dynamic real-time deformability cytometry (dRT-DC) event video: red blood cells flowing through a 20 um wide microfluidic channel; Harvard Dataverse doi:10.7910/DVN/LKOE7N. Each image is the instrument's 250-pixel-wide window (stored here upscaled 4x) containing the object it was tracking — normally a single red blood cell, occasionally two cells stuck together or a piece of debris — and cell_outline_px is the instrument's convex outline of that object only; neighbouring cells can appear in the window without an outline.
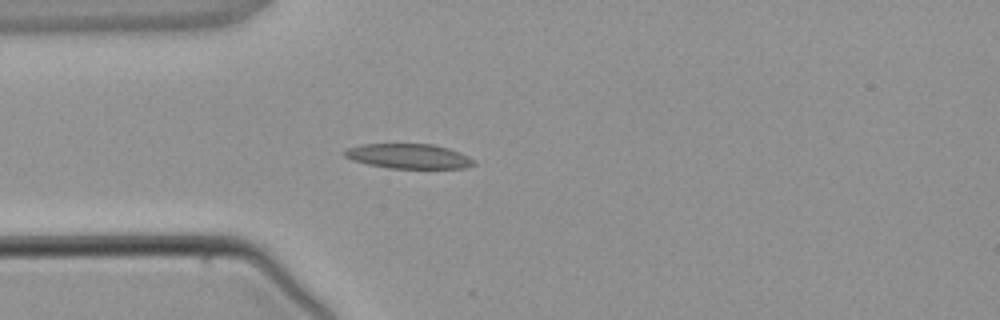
{"species": "common noctule bat (a hibernating species)", "species_latin": "Nyctalus noctula", "temperature_condition": "warm", "stored_images_in_passage": 3, "camera_frame_rate_fps": 3000, "um_per_image_px": 0.085, "animal": {"sex": "male", "body_mass_g": 21.5, "forearm_length_mm": 52.0}, "frame": {"image": 1, "passage_image": 3, "time_ms": 2.333, "image_size_px": [1000, 320], "cell_outline_px": [[476, 164], [468, 168], [388, 168], [368, 164], [352, 160], [344, 156], [344, 152], [348, 148], [364, 144], [432, 144], [448, 148], [460, 152], [476, 160]], "centroid_in_image_um": [34.79, 13.28], "position_along_channel_um": 50.2, "area_um2": 18.67}}